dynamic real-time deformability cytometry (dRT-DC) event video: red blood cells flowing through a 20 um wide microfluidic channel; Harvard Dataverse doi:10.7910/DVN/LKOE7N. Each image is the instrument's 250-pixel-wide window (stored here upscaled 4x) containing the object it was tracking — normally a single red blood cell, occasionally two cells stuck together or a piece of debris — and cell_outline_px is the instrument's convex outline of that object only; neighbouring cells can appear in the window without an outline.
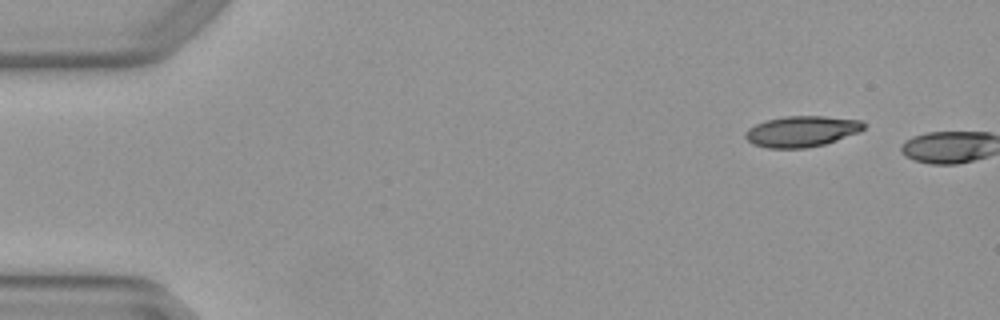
{"species": "Egyptian fruit bat (a non-hibernating species)", "species_latin": "Rousettus aegyptiacus", "temperature_condition": "warm", "stored_images_in_passage": 2, "camera_frame_rate_fps": 3000, "um_per_image_px": 0.085, "animal": {"sex": "female"}, "frame": {"image": 1, "passage_image": 1, "time_ms": 0.0, "image_size_px": [1000, 320], "cell_outline_px": [[864, 128], [860, 132], [824, 144], [804, 148], [768, 148], [752, 144], [744, 136], [748, 128], [756, 124], [768, 120], [784, 116], [824, 116], [860, 120], [864, 124]], "centroid_in_image_um": [68.13, 11.16], "position_along_channel_um": 16.9, "area_um2": 21.15}}